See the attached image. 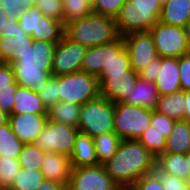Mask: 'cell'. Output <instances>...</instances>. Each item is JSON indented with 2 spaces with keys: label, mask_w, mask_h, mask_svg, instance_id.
Returning <instances> with one entry per match:
<instances>
[{
  "label": "cell",
  "mask_w": 190,
  "mask_h": 190,
  "mask_svg": "<svg viewBox=\"0 0 190 190\" xmlns=\"http://www.w3.org/2000/svg\"><path fill=\"white\" fill-rule=\"evenodd\" d=\"M35 190H68V187L62 183L44 179Z\"/></svg>",
  "instance_id": "cell-49"
},
{
  "label": "cell",
  "mask_w": 190,
  "mask_h": 190,
  "mask_svg": "<svg viewBox=\"0 0 190 190\" xmlns=\"http://www.w3.org/2000/svg\"><path fill=\"white\" fill-rule=\"evenodd\" d=\"M128 52L131 68L139 73L149 62L158 57L149 32L131 33L122 36Z\"/></svg>",
  "instance_id": "cell-13"
},
{
  "label": "cell",
  "mask_w": 190,
  "mask_h": 190,
  "mask_svg": "<svg viewBox=\"0 0 190 190\" xmlns=\"http://www.w3.org/2000/svg\"><path fill=\"white\" fill-rule=\"evenodd\" d=\"M158 66H161V57L158 56L155 58L152 62H149L146 67H144L140 72H139V77L143 80L147 81H152L154 82L157 77V71H158Z\"/></svg>",
  "instance_id": "cell-46"
},
{
  "label": "cell",
  "mask_w": 190,
  "mask_h": 190,
  "mask_svg": "<svg viewBox=\"0 0 190 190\" xmlns=\"http://www.w3.org/2000/svg\"><path fill=\"white\" fill-rule=\"evenodd\" d=\"M179 78L181 90H190V52L179 57Z\"/></svg>",
  "instance_id": "cell-44"
},
{
  "label": "cell",
  "mask_w": 190,
  "mask_h": 190,
  "mask_svg": "<svg viewBox=\"0 0 190 190\" xmlns=\"http://www.w3.org/2000/svg\"><path fill=\"white\" fill-rule=\"evenodd\" d=\"M159 97L154 82L139 78L135 88L131 94H128L123 103L155 110Z\"/></svg>",
  "instance_id": "cell-18"
},
{
  "label": "cell",
  "mask_w": 190,
  "mask_h": 190,
  "mask_svg": "<svg viewBox=\"0 0 190 190\" xmlns=\"http://www.w3.org/2000/svg\"><path fill=\"white\" fill-rule=\"evenodd\" d=\"M93 139L98 164L100 165H103L117 152L118 146L122 140L115 132L102 134Z\"/></svg>",
  "instance_id": "cell-28"
},
{
  "label": "cell",
  "mask_w": 190,
  "mask_h": 190,
  "mask_svg": "<svg viewBox=\"0 0 190 190\" xmlns=\"http://www.w3.org/2000/svg\"><path fill=\"white\" fill-rule=\"evenodd\" d=\"M185 105L184 120L190 123V90L185 92Z\"/></svg>",
  "instance_id": "cell-51"
},
{
  "label": "cell",
  "mask_w": 190,
  "mask_h": 190,
  "mask_svg": "<svg viewBox=\"0 0 190 190\" xmlns=\"http://www.w3.org/2000/svg\"><path fill=\"white\" fill-rule=\"evenodd\" d=\"M86 46L68 39L65 35L56 43L52 62V75L61 76L81 71Z\"/></svg>",
  "instance_id": "cell-11"
},
{
  "label": "cell",
  "mask_w": 190,
  "mask_h": 190,
  "mask_svg": "<svg viewBox=\"0 0 190 190\" xmlns=\"http://www.w3.org/2000/svg\"><path fill=\"white\" fill-rule=\"evenodd\" d=\"M190 151V123L186 120L175 122L173 130L166 139L163 153L186 154Z\"/></svg>",
  "instance_id": "cell-23"
},
{
  "label": "cell",
  "mask_w": 190,
  "mask_h": 190,
  "mask_svg": "<svg viewBox=\"0 0 190 190\" xmlns=\"http://www.w3.org/2000/svg\"><path fill=\"white\" fill-rule=\"evenodd\" d=\"M138 140L155 157L163 153L166 148V137L151 125L138 138Z\"/></svg>",
  "instance_id": "cell-32"
},
{
  "label": "cell",
  "mask_w": 190,
  "mask_h": 190,
  "mask_svg": "<svg viewBox=\"0 0 190 190\" xmlns=\"http://www.w3.org/2000/svg\"><path fill=\"white\" fill-rule=\"evenodd\" d=\"M8 21L7 11L0 9V38L5 36V27Z\"/></svg>",
  "instance_id": "cell-50"
},
{
  "label": "cell",
  "mask_w": 190,
  "mask_h": 190,
  "mask_svg": "<svg viewBox=\"0 0 190 190\" xmlns=\"http://www.w3.org/2000/svg\"><path fill=\"white\" fill-rule=\"evenodd\" d=\"M161 6L165 5L169 0H157Z\"/></svg>",
  "instance_id": "cell-56"
},
{
  "label": "cell",
  "mask_w": 190,
  "mask_h": 190,
  "mask_svg": "<svg viewBox=\"0 0 190 190\" xmlns=\"http://www.w3.org/2000/svg\"><path fill=\"white\" fill-rule=\"evenodd\" d=\"M18 84L14 81L11 88L0 89V108L8 115L12 114L14 107V95L16 93Z\"/></svg>",
  "instance_id": "cell-43"
},
{
  "label": "cell",
  "mask_w": 190,
  "mask_h": 190,
  "mask_svg": "<svg viewBox=\"0 0 190 190\" xmlns=\"http://www.w3.org/2000/svg\"><path fill=\"white\" fill-rule=\"evenodd\" d=\"M79 129L48 120L34 144L45 152H56L70 158Z\"/></svg>",
  "instance_id": "cell-8"
},
{
  "label": "cell",
  "mask_w": 190,
  "mask_h": 190,
  "mask_svg": "<svg viewBox=\"0 0 190 190\" xmlns=\"http://www.w3.org/2000/svg\"><path fill=\"white\" fill-rule=\"evenodd\" d=\"M64 35V25L62 22L38 15L37 34H32L33 40L58 43Z\"/></svg>",
  "instance_id": "cell-27"
},
{
  "label": "cell",
  "mask_w": 190,
  "mask_h": 190,
  "mask_svg": "<svg viewBox=\"0 0 190 190\" xmlns=\"http://www.w3.org/2000/svg\"><path fill=\"white\" fill-rule=\"evenodd\" d=\"M15 81L14 72L10 63H0V89L11 88Z\"/></svg>",
  "instance_id": "cell-47"
},
{
  "label": "cell",
  "mask_w": 190,
  "mask_h": 190,
  "mask_svg": "<svg viewBox=\"0 0 190 190\" xmlns=\"http://www.w3.org/2000/svg\"><path fill=\"white\" fill-rule=\"evenodd\" d=\"M63 25L92 13V8L84 0H62Z\"/></svg>",
  "instance_id": "cell-34"
},
{
  "label": "cell",
  "mask_w": 190,
  "mask_h": 190,
  "mask_svg": "<svg viewBox=\"0 0 190 190\" xmlns=\"http://www.w3.org/2000/svg\"><path fill=\"white\" fill-rule=\"evenodd\" d=\"M151 122V109L123 102L114 104V132L121 139H137Z\"/></svg>",
  "instance_id": "cell-7"
},
{
  "label": "cell",
  "mask_w": 190,
  "mask_h": 190,
  "mask_svg": "<svg viewBox=\"0 0 190 190\" xmlns=\"http://www.w3.org/2000/svg\"><path fill=\"white\" fill-rule=\"evenodd\" d=\"M111 60V43L87 47L81 63V71L98 76Z\"/></svg>",
  "instance_id": "cell-21"
},
{
  "label": "cell",
  "mask_w": 190,
  "mask_h": 190,
  "mask_svg": "<svg viewBox=\"0 0 190 190\" xmlns=\"http://www.w3.org/2000/svg\"><path fill=\"white\" fill-rule=\"evenodd\" d=\"M91 8H93L96 0H84Z\"/></svg>",
  "instance_id": "cell-54"
},
{
  "label": "cell",
  "mask_w": 190,
  "mask_h": 190,
  "mask_svg": "<svg viewBox=\"0 0 190 190\" xmlns=\"http://www.w3.org/2000/svg\"><path fill=\"white\" fill-rule=\"evenodd\" d=\"M149 33L160 57L179 58L190 52L183 27L167 25L159 21Z\"/></svg>",
  "instance_id": "cell-9"
},
{
  "label": "cell",
  "mask_w": 190,
  "mask_h": 190,
  "mask_svg": "<svg viewBox=\"0 0 190 190\" xmlns=\"http://www.w3.org/2000/svg\"><path fill=\"white\" fill-rule=\"evenodd\" d=\"M157 73L154 84L160 96L173 94L181 90L179 58L161 57V66H158Z\"/></svg>",
  "instance_id": "cell-15"
},
{
  "label": "cell",
  "mask_w": 190,
  "mask_h": 190,
  "mask_svg": "<svg viewBox=\"0 0 190 190\" xmlns=\"http://www.w3.org/2000/svg\"><path fill=\"white\" fill-rule=\"evenodd\" d=\"M132 69L129 55L124 46L123 37L111 42V60L104 66L100 74L124 73L125 70Z\"/></svg>",
  "instance_id": "cell-26"
},
{
  "label": "cell",
  "mask_w": 190,
  "mask_h": 190,
  "mask_svg": "<svg viewBox=\"0 0 190 190\" xmlns=\"http://www.w3.org/2000/svg\"><path fill=\"white\" fill-rule=\"evenodd\" d=\"M114 103L99 95L80 108L78 129L95 138L99 135L114 132Z\"/></svg>",
  "instance_id": "cell-5"
},
{
  "label": "cell",
  "mask_w": 190,
  "mask_h": 190,
  "mask_svg": "<svg viewBox=\"0 0 190 190\" xmlns=\"http://www.w3.org/2000/svg\"><path fill=\"white\" fill-rule=\"evenodd\" d=\"M47 111L38 93L26 87H17L12 114H47Z\"/></svg>",
  "instance_id": "cell-19"
},
{
  "label": "cell",
  "mask_w": 190,
  "mask_h": 190,
  "mask_svg": "<svg viewBox=\"0 0 190 190\" xmlns=\"http://www.w3.org/2000/svg\"><path fill=\"white\" fill-rule=\"evenodd\" d=\"M48 121L47 114H11V130L24 143H34Z\"/></svg>",
  "instance_id": "cell-14"
},
{
  "label": "cell",
  "mask_w": 190,
  "mask_h": 190,
  "mask_svg": "<svg viewBox=\"0 0 190 190\" xmlns=\"http://www.w3.org/2000/svg\"><path fill=\"white\" fill-rule=\"evenodd\" d=\"M176 120L159 113L156 110H151V122L150 125L159 132H161L166 139L171 134Z\"/></svg>",
  "instance_id": "cell-41"
},
{
  "label": "cell",
  "mask_w": 190,
  "mask_h": 190,
  "mask_svg": "<svg viewBox=\"0 0 190 190\" xmlns=\"http://www.w3.org/2000/svg\"><path fill=\"white\" fill-rule=\"evenodd\" d=\"M81 105L58 101L47 111L48 120L78 128Z\"/></svg>",
  "instance_id": "cell-25"
},
{
  "label": "cell",
  "mask_w": 190,
  "mask_h": 190,
  "mask_svg": "<svg viewBox=\"0 0 190 190\" xmlns=\"http://www.w3.org/2000/svg\"><path fill=\"white\" fill-rule=\"evenodd\" d=\"M129 190H164L159 173L154 169L134 182Z\"/></svg>",
  "instance_id": "cell-38"
},
{
  "label": "cell",
  "mask_w": 190,
  "mask_h": 190,
  "mask_svg": "<svg viewBox=\"0 0 190 190\" xmlns=\"http://www.w3.org/2000/svg\"><path fill=\"white\" fill-rule=\"evenodd\" d=\"M9 122V115L0 108V126Z\"/></svg>",
  "instance_id": "cell-52"
},
{
  "label": "cell",
  "mask_w": 190,
  "mask_h": 190,
  "mask_svg": "<svg viewBox=\"0 0 190 190\" xmlns=\"http://www.w3.org/2000/svg\"><path fill=\"white\" fill-rule=\"evenodd\" d=\"M162 6L157 0H127L115 18L120 36L149 32L159 22Z\"/></svg>",
  "instance_id": "cell-4"
},
{
  "label": "cell",
  "mask_w": 190,
  "mask_h": 190,
  "mask_svg": "<svg viewBox=\"0 0 190 190\" xmlns=\"http://www.w3.org/2000/svg\"><path fill=\"white\" fill-rule=\"evenodd\" d=\"M24 143L13 133L10 123L0 126V156L18 158Z\"/></svg>",
  "instance_id": "cell-29"
},
{
  "label": "cell",
  "mask_w": 190,
  "mask_h": 190,
  "mask_svg": "<svg viewBox=\"0 0 190 190\" xmlns=\"http://www.w3.org/2000/svg\"><path fill=\"white\" fill-rule=\"evenodd\" d=\"M59 101L83 105L100 95L98 78L78 71L58 76Z\"/></svg>",
  "instance_id": "cell-6"
},
{
  "label": "cell",
  "mask_w": 190,
  "mask_h": 190,
  "mask_svg": "<svg viewBox=\"0 0 190 190\" xmlns=\"http://www.w3.org/2000/svg\"><path fill=\"white\" fill-rule=\"evenodd\" d=\"M190 20V0H169L162 6L159 21L184 27Z\"/></svg>",
  "instance_id": "cell-22"
},
{
  "label": "cell",
  "mask_w": 190,
  "mask_h": 190,
  "mask_svg": "<svg viewBox=\"0 0 190 190\" xmlns=\"http://www.w3.org/2000/svg\"><path fill=\"white\" fill-rule=\"evenodd\" d=\"M183 28H184V32L186 35L188 47L190 49V20L188 21V23Z\"/></svg>",
  "instance_id": "cell-53"
},
{
  "label": "cell",
  "mask_w": 190,
  "mask_h": 190,
  "mask_svg": "<svg viewBox=\"0 0 190 190\" xmlns=\"http://www.w3.org/2000/svg\"><path fill=\"white\" fill-rule=\"evenodd\" d=\"M156 157L137 139H122L117 152L103 166L122 189H129L155 169Z\"/></svg>",
  "instance_id": "cell-2"
},
{
  "label": "cell",
  "mask_w": 190,
  "mask_h": 190,
  "mask_svg": "<svg viewBox=\"0 0 190 190\" xmlns=\"http://www.w3.org/2000/svg\"><path fill=\"white\" fill-rule=\"evenodd\" d=\"M17 34H26V32L22 29L21 25L19 24L18 19L17 20L9 19L5 27L4 37L14 38V36Z\"/></svg>",
  "instance_id": "cell-48"
},
{
  "label": "cell",
  "mask_w": 190,
  "mask_h": 190,
  "mask_svg": "<svg viewBox=\"0 0 190 190\" xmlns=\"http://www.w3.org/2000/svg\"><path fill=\"white\" fill-rule=\"evenodd\" d=\"M70 163L71 168L99 165L93 138L78 131L75 137L74 149L70 156Z\"/></svg>",
  "instance_id": "cell-17"
},
{
  "label": "cell",
  "mask_w": 190,
  "mask_h": 190,
  "mask_svg": "<svg viewBox=\"0 0 190 190\" xmlns=\"http://www.w3.org/2000/svg\"><path fill=\"white\" fill-rule=\"evenodd\" d=\"M97 78L100 95L115 104L123 102L131 94L140 77L139 73L128 69L124 73L99 74Z\"/></svg>",
  "instance_id": "cell-12"
},
{
  "label": "cell",
  "mask_w": 190,
  "mask_h": 190,
  "mask_svg": "<svg viewBox=\"0 0 190 190\" xmlns=\"http://www.w3.org/2000/svg\"><path fill=\"white\" fill-rule=\"evenodd\" d=\"M56 44L33 40L28 34L13 38L14 62L11 63L18 86L39 93L52 76V62Z\"/></svg>",
  "instance_id": "cell-1"
},
{
  "label": "cell",
  "mask_w": 190,
  "mask_h": 190,
  "mask_svg": "<svg viewBox=\"0 0 190 190\" xmlns=\"http://www.w3.org/2000/svg\"><path fill=\"white\" fill-rule=\"evenodd\" d=\"M13 50V38H0V63L14 62L15 52Z\"/></svg>",
  "instance_id": "cell-45"
},
{
  "label": "cell",
  "mask_w": 190,
  "mask_h": 190,
  "mask_svg": "<svg viewBox=\"0 0 190 190\" xmlns=\"http://www.w3.org/2000/svg\"><path fill=\"white\" fill-rule=\"evenodd\" d=\"M46 152L37 147L34 143L24 144L18 160L21 168L40 169Z\"/></svg>",
  "instance_id": "cell-31"
},
{
  "label": "cell",
  "mask_w": 190,
  "mask_h": 190,
  "mask_svg": "<svg viewBox=\"0 0 190 190\" xmlns=\"http://www.w3.org/2000/svg\"><path fill=\"white\" fill-rule=\"evenodd\" d=\"M44 180L40 169L21 168L8 190H35Z\"/></svg>",
  "instance_id": "cell-30"
},
{
  "label": "cell",
  "mask_w": 190,
  "mask_h": 190,
  "mask_svg": "<svg viewBox=\"0 0 190 190\" xmlns=\"http://www.w3.org/2000/svg\"><path fill=\"white\" fill-rule=\"evenodd\" d=\"M155 167L161 173L172 174L177 178L190 182V170L185 154L161 153L156 157Z\"/></svg>",
  "instance_id": "cell-20"
},
{
  "label": "cell",
  "mask_w": 190,
  "mask_h": 190,
  "mask_svg": "<svg viewBox=\"0 0 190 190\" xmlns=\"http://www.w3.org/2000/svg\"><path fill=\"white\" fill-rule=\"evenodd\" d=\"M185 155H186V161L188 163V167H189V170H190V151L187 152Z\"/></svg>",
  "instance_id": "cell-55"
},
{
  "label": "cell",
  "mask_w": 190,
  "mask_h": 190,
  "mask_svg": "<svg viewBox=\"0 0 190 190\" xmlns=\"http://www.w3.org/2000/svg\"><path fill=\"white\" fill-rule=\"evenodd\" d=\"M125 1L127 0H96L92 12L115 19Z\"/></svg>",
  "instance_id": "cell-39"
},
{
  "label": "cell",
  "mask_w": 190,
  "mask_h": 190,
  "mask_svg": "<svg viewBox=\"0 0 190 190\" xmlns=\"http://www.w3.org/2000/svg\"><path fill=\"white\" fill-rule=\"evenodd\" d=\"M64 35L86 47L108 44L120 37L114 18L93 12L65 24Z\"/></svg>",
  "instance_id": "cell-3"
},
{
  "label": "cell",
  "mask_w": 190,
  "mask_h": 190,
  "mask_svg": "<svg viewBox=\"0 0 190 190\" xmlns=\"http://www.w3.org/2000/svg\"><path fill=\"white\" fill-rule=\"evenodd\" d=\"M21 166L18 158L0 156V190H8Z\"/></svg>",
  "instance_id": "cell-33"
},
{
  "label": "cell",
  "mask_w": 190,
  "mask_h": 190,
  "mask_svg": "<svg viewBox=\"0 0 190 190\" xmlns=\"http://www.w3.org/2000/svg\"><path fill=\"white\" fill-rule=\"evenodd\" d=\"M185 92L180 90L176 93L159 97L155 110L176 121L184 120Z\"/></svg>",
  "instance_id": "cell-24"
},
{
  "label": "cell",
  "mask_w": 190,
  "mask_h": 190,
  "mask_svg": "<svg viewBox=\"0 0 190 190\" xmlns=\"http://www.w3.org/2000/svg\"><path fill=\"white\" fill-rule=\"evenodd\" d=\"M68 190H123L103 165L71 168Z\"/></svg>",
  "instance_id": "cell-10"
},
{
  "label": "cell",
  "mask_w": 190,
  "mask_h": 190,
  "mask_svg": "<svg viewBox=\"0 0 190 190\" xmlns=\"http://www.w3.org/2000/svg\"><path fill=\"white\" fill-rule=\"evenodd\" d=\"M38 15H43L41 11L36 7L32 6L27 10H24L19 15V24L22 29L28 35L37 34V25H38Z\"/></svg>",
  "instance_id": "cell-37"
},
{
  "label": "cell",
  "mask_w": 190,
  "mask_h": 190,
  "mask_svg": "<svg viewBox=\"0 0 190 190\" xmlns=\"http://www.w3.org/2000/svg\"><path fill=\"white\" fill-rule=\"evenodd\" d=\"M35 4L36 0H0V9L7 11L9 19L17 20L24 10Z\"/></svg>",
  "instance_id": "cell-36"
},
{
  "label": "cell",
  "mask_w": 190,
  "mask_h": 190,
  "mask_svg": "<svg viewBox=\"0 0 190 190\" xmlns=\"http://www.w3.org/2000/svg\"><path fill=\"white\" fill-rule=\"evenodd\" d=\"M38 94L47 109L54 106L59 101L58 76L52 75L47 84L40 88Z\"/></svg>",
  "instance_id": "cell-35"
},
{
  "label": "cell",
  "mask_w": 190,
  "mask_h": 190,
  "mask_svg": "<svg viewBox=\"0 0 190 190\" xmlns=\"http://www.w3.org/2000/svg\"><path fill=\"white\" fill-rule=\"evenodd\" d=\"M35 6L44 16L51 17L63 23L62 0H36Z\"/></svg>",
  "instance_id": "cell-40"
},
{
  "label": "cell",
  "mask_w": 190,
  "mask_h": 190,
  "mask_svg": "<svg viewBox=\"0 0 190 190\" xmlns=\"http://www.w3.org/2000/svg\"><path fill=\"white\" fill-rule=\"evenodd\" d=\"M44 179L68 185L71 172L70 158L56 152H46L40 168Z\"/></svg>",
  "instance_id": "cell-16"
},
{
  "label": "cell",
  "mask_w": 190,
  "mask_h": 190,
  "mask_svg": "<svg viewBox=\"0 0 190 190\" xmlns=\"http://www.w3.org/2000/svg\"><path fill=\"white\" fill-rule=\"evenodd\" d=\"M155 170L159 173L164 190H190V182L172 174L161 173L156 167Z\"/></svg>",
  "instance_id": "cell-42"
}]
</instances>
